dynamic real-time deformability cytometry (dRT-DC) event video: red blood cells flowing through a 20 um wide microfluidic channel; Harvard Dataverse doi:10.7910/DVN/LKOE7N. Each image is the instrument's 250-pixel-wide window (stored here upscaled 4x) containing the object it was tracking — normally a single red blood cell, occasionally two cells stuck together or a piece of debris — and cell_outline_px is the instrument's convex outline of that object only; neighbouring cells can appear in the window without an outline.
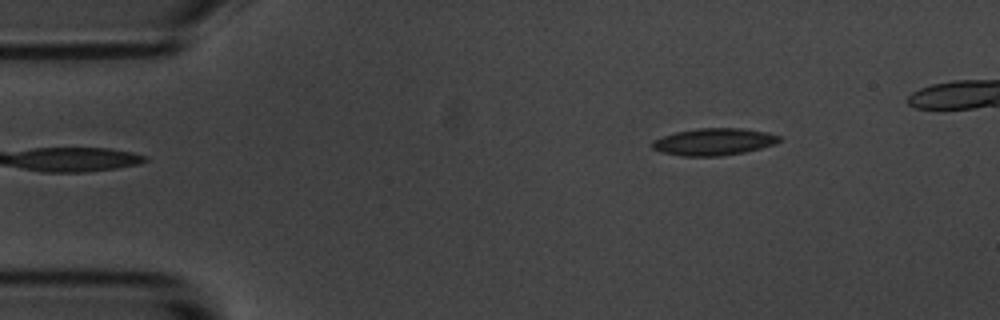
{"species": "common noctule bat (a hibernating species)", "species_latin": "Nyctalus noctula", "temperature_condition": "room temperature", "stored_images_in_passage": 3, "camera_frame_rate_fps": 3000, "um_per_image_px": 0.085, "animal": {"sex": "male", "body_mass_g": 20.1, "forearm_length_mm": 53.5}, "frame": {"image": 1, "passage_image": 3, "time_ms": 2.333, "image_size_px": [1000, 320], "cell_outline_px": [[784, 140], [760, 148], [744, 152], [720, 156], [680, 156], [660, 152], [652, 148], [652, 140], [676, 132], [696, 128], [744, 128], [768, 132], [780, 136]], "centroid_in_image_um": [60.68, 12.05], "position_along_channel_um": 24.3, "area_um2": 20.11}}